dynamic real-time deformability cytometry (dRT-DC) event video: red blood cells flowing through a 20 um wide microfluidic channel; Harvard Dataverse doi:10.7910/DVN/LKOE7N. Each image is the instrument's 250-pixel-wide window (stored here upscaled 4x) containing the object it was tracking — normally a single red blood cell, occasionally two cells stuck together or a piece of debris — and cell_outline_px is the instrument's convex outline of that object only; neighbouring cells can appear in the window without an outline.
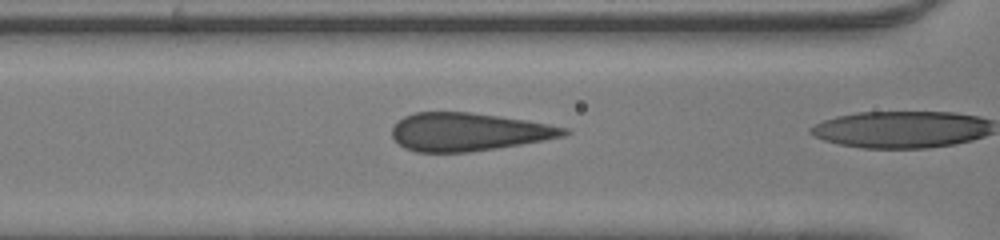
{"species": "human", "species_latin": "Homo sapiens", "temperature_condition": "room temperature", "stored_images_in_passage": 26, "camera_frame_rate_fps": 3000, "um_per_image_px": 0.085, "donor": {"sex": "male"}, "frame": {"image": 1, "passage_image": 25, "time_ms": 8.0, "image_size_px": [1000, 240], "cell_outline_px": [[572, 132], [564, 136], [544, 140], [496, 148], [468, 152], [416, 152], [404, 148], [392, 136], [392, 128], [404, 116], [416, 112], [468, 112], [528, 120], [568, 128]], "centroid_in_image_um": [39.83, 11.21], "position_along_channel_um": 126.8, "area_um2": 37.97}}